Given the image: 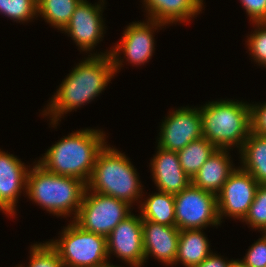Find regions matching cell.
<instances>
[{"instance_id": "cell-7", "label": "cell", "mask_w": 266, "mask_h": 267, "mask_svg": "<svg viewBox=\"0 0 266 267\" xmlns=\"http://www.w3.org/2000/svg\"><path fill=\"white\" fill-rule=\"evenodd\" d=\"M130 208L126 202L86 188L73 221L86 231L107 237L117 224L131 214Z\"/></svg>"}, {"instance_id": "cell-2", "label": "cell", "mask_w": 266, "mask_h": 267, "mask_svg": "<svg viewBox=\"0 0 266 267\" xmlns=\"http://www.w3.org/2000/svg\"><path fill=\"white\" fill-rule=\"evenodd\" d=\"M101 130H77L47 150L38 163L56 175L71 176L88 183L99 152L107 142Z\"/></svg>"}, {"instance_id": "cell-16", "label": "cell", "mask_w": 266, "mask_h": 267, "mask_svg": "<svg viewBox=\"0 0 266 267\" xmlns=\"http://www.w3.org/2000/svg\"><path fill=\"white\" fill-rule=\"evenodd\" d=\"M157 153L153 156L151 173L158 191L177 194L185 189L191 179L183 171L177 152L157 146Z\"/></svg>"}, {"instance_id": "cell-19", "label": "cell", "mask_w": 266, "mask_h": 267, "mask_svg": "<svg viewBox=\"0 0 266 267\" xmlns=\"http://www.w3.org/2000/svg\"><path fill=\"white\" fill-rule=\"evenodd\" d=\"M201 230H180L175 265L180 262L185 267H196L212 253L209 240Z\"/></svg>"}, {"instance_id": "cell-26", "label": "cell", "mask_w": 266, "mask_h": 267, "mask_svg": "<svg viewBox=\"0 0 266 267\" xmlns=\"http://www.w3.org/2000/svg\"><path fill=\"white\" fill-rule=\"evenodd\" d=\"M29 266L27 267H64L58 252L46 243L34 244L30 248ZM18 267H25L22 264Z\"/></svg>"}, {"instance_id": "cell-1", "label": "cell", "mask_w": 266, "mask_h": 267, "mask_svg": "<svg viewBox=\"0 0 266 267\" xmlns=\"http://www.w3.org/2000/svg\"><path fill=\"white\" fill-rule=\"evenodd\" d=\"M110 53L111 50L88 55L62 81L48 107L42 111L54 127L61 116L91 102L107 87L116 74Z\"/></svg>"}, {"instance_id": "cell-30", "label": "cell", "mask_w": 266, "mask_h": 267, "mask_svg": "<svg viewBox=\"0 0 266 267\" xmlns=\"http://www.w3.org/2000/svg\"><path fill=\"white\" fill-rule=\"evenodd\" d=\"M253 23L266 22V0H240Z\"/></svg>"}, {"instance_id": "cell-15", "label": "cell", "mask_w": 266, "mask_h": 267, "mask_svg": "<svg viewBox=\"0 0 266 267\" xmlns=\"http://www.w3.org/2000/svg\"><path fill=\"white\" fill-rule=\"evenodd\" d=\"M145 262L149 256L166 265H174L180 230L176 226H165L152 221H142Z\"/></svg>"}, {"instance_id": "cell-20", "label": "cell", "mask_w": 266, "mask_h": 267, "mask_svg": "<svg viewBox=\"0 0 266 267\" xmlns=\"http://www.w3.org/2000/svg\"><path fill=\"white\" fill-rule=\"evenodd\" d=\"M239 152L241 168L259 184H266V136L250 132Z\"/></svg>"}, {"instance_id": "cell-33", "label": "cell", "mask_w": 266, "mask_h": 267, "mask_svg": "<svg viewBox=\"0 0 266 267\" xmlns=\"http://www.w3.org/2000/svg\"><path fill=\"white\" fill-rule=\"evenodd\" d=\"M103 267H121V266H115V265H113V264H111V263H108V264H106L105 266H103Z\"/></svg>"}, {"instance_id": "cell-14", "label": "cell", "mask_w": 266, "mask_h": 267, "mask_svg": "<svg viewBox=\"0 0 266 267\" xmlns=\"http://www.w3.org/2000/svg\"><path fill=\"white\" fill-rule=\"evenodd\" d=\"M28 167L13 154L0 150V210L10 217L16 214V203L26 192Z\"/></svg>"}, {"instance_id": "cell-13", "label": "cell", "mask_w": 266, "mask_h": 267, "mask_svg": "<svg viewBox=\"0 0 266 267\" xmlns=\"http://www.w3.org/2000/svg\"><path fill=\"white\" fill-rule=\"evenodd\" d=\"M102 1V2H101ZM100 0L98 4L89 3L87 0H81L72 17L65 28L62 30L68 34L82 51H91L102 41L104 24L102 20L103 3ZM101 39V40H100Z\"/></svg>"}, {"instance_id": "cell-10", "label": "cell", "mask_w": 266, "mask_h": 267, "mask_svg": "<svg viewBox=\"0 0 266 267\" xmlns=\"http://www.w3.org/2000/svg\"><path fill=\"white\" fill-rule=\"evenodd\" d=\"M259 183L240 166L229 175L217 194L220 222L223 216L243 220L253 203Z\"/></svg>"}, {"instance_id": "cell-32", "label": "cell", "mask_w": 266, "mask_h": 267, "mask_svg": "<svg viewBox=\"0 0 266 267\" xmlns=\"http://www.w3.org/2000/svg\"><path fill=\"white\" fill-rule=\"evenodd\" d=\"M228 267H247L241 260H231Z\"/></svg>"}, {"instance_id": "cell-27", "label": "cell", "mask_w": 266, "mask_h": 267, "mask_svg": "<svg viewBox=\"0 0 266 267\" xmlns=\"http://www.w3.org/2000/svg\"><path fill=\"white\" fill-rule=\"evenodd\" d=\"M256 29L249 35L247 46L253 60L266 68V22L254 23Z\"/></svg>"}, {"instance_id": "cell-25", "label": "cell", "mask_w": 266, "mask_h": 267, "mask_svg": "<svg viewBox=\"0 0 266 267\" xmlns=\"http://www.w3.org/2000/svg\"><path fill=\"white\" fill-rule=\"evenodd\" d=\"M242 222L249 224L253 229H260L261 232L266 230V184L259 185L253 203Z\"/></svg>"}, {"instance_id": "cell-24", "label": "cell", "mask_w": 266, "mask_h": 267, "mask_svg": "<svg viewBox=\"0 0 266 267\" xmlns=\"http://www.w3.org/2000/svg\"><path fill=\"white\" fill-rule=\"evenodd\" d=\"M0 13L16 22L37 17V0H0Z\"/></svg>"}, {"instance_id": "cell-31", "label": "cell", "mask_w": 266, "mask_h": 267, "mask_svg": "<svg viewBox=\"0 0 266 267\" xmlns=\"http://www.w3.org/2000/svg\"><path fill=\"white\" fill-rule=\"evenodd\" d=\"M230 260L226 261L221 256H218L216 253L213 252L198 266L196 267H228Z\"/></svg>"}, {"instance_id": "cell-5", "label": "cell", "mask_w": 266, "mask_h": 267, "mask_svg": "<svg viewBox=\"0 0 266 267\" xmlns=\"http://www.w3.org/2000/svg\"><path fill=\"white\" fill-rule=\"evenodd\" d=\"M203 137L218 149L243 147L251 132L250 104L244 101H212L199 107Z\"/></svg>"}, {"instance_id": "cell-8", "label": "cell", "mask_w": 266, "mask_h": 267, "mask_svg": "<svg viewBox=\"0 0 266 267\" xmlns=\"http://www.w3.org/2000/svg\"><path fill=\"white\" fill-rule=\"evenodd\" d=\"M175 226L179 230L205 229L221 224L218 216L217 195L190 183L174 194Z\"/></svg>"}, {"instance_id": "cell-21", "label": "cell", "mask_w": 266, "mask_h": 267, "mask_svg": "<svg viewBox=\"0 0 266 267\" xmlns=\"http://www.w3.org/2000/svg\"><path fill=\"white\" fill-rule=\"evenodd\" d=\"M140 203L142 221H152L165 226H175L174 194L158 191Z\"/></svg>"}, {"instance_id": "cell-17", "label": "cell", "mask_w": 266, "mask_h": 267, "mask_svg": "<svg viewBox=\"0 0 266 267\" xmlns=\"http://www.w3.org/2000/svg\"><path fill=\"white\" fill-rule=\"evenodd\" d=\"M229 151L228 149L217 148L201 166L191 183L204 191L217 195L229 175L236 169L231 163Z\"/></svg>"}, {"instance_id": "cell-18", "label": "cell", "mask_w": 266, "mask_h": 267, "mask_svg": "<svg viewBox=\"0 0 266 267\" xmlns=\"http://www.w3.org/2000/svg\"><path fill=\"white\" fill-rule=\"evenodd\" d=\"M148 19L161 22L167 26L170 23L188 22L200 14L203 0H143Z\"/></svg>"}, {"instance_id": "cell-4", "label": "cell", "mask_w": 266, "mask_h": 267, "mask_svg": "<svg viewBox=\"0 0 266 267\" xmlns=\"http://www.w3.org/2000/svg\"><path fill=\"white\" fill-rule=\"evenodd\" d=\"M129 158L107 144L99 152L87 189L112 196L132 207L142 198V184Z\"/></svg>"}, {"instance_id": "cell-23", "label": "cell", "mask_w": 266, "mask_h": 267, "mask_svg": "<svg viewBox=\"0 0 266 267\" xmlns=\"http://www.w3.org/2000/svg\"><path fill=\"white\" fill-rule=\"evenodd\" d=\"M81 0H37V17L62 31Z\"/></svg>"}, {"instance_id": "cell-3", "label": "cell", "mask_w": 266, "mask_h": 267, "mask_svg": "<svg viewBox=\"0 0 266 267\" xmlns=\"http://www.w3.org/2000/svg\"><path fill=\"white\" fill-rule=\"evenodd\" d=\"M27 176L26 194L28 198L56 216H77L87 188L81 179L56 175L34 162ZM72 213V214H71Z\"/></svg>"}, {"instance_id": "cell-6", "label": "cell", "mask_w": 266, "mask_h": 267, "mask_svg": "<svg viewBox=\"0 0 266 267\" xmlns=\"http://www.w3.org/2000/svg\"><path fill=\"white\" fill-rule=\"evenodd\" d=\"M71 222L62 230L59 240L48 241L58 252L64 267H103L108 264L106 237Z\"/></svg>"}, {"instance_id": "cell-9", "label": "cell", "mask_w": 266, "mask_h": 267, "mask_svg": "<svg viewBox=\"0 0 266 267\" xmlns=\"http://www.w3.org/2000/svg\"><path fill=\"white\" fill-rule=\"evenodd\" d=\"M165 24L155 20L148 19L146 22H132L123 32L120 43L111 49V57L115 73L122 67L123 59L133 65H144L151 59L154 53V30ZM124 58H119L122 54ZM122 60V61H121Z\"/></svg>"}, {"instance_id": "cell-28", "label": "cell", "mask_w": 266, "mask_h": 267, "mask_svg": "<svg viewBox=\"0 0 266 267\" xmlns=\"http://www.w3.org/2000/svg\"><path fill=\"white\" fill-rule=\"evenodd\" d=\"M247 267H266V236L263 234L241 260Z\"/></svg>"}, {"instance_id": "cell-29", "label": "cell", "mask_w": 266, "mask_h": 267, "mask_svg": "<svg viewBox=\"0 0 266 267\" xmlns=\"http://www.w3.org/2000/svg\"><path fill=\"white\" fill-rule=\"evenodd\" d=\"M251 132L266 136V103L250 104Z\"/></svg>"}, {"instance_id": "cell-11", "label": "cell", "mask_w": 266, "mask_h": 267, "mask_svg": "<svg viewBox=\"0 0 266 267\" xmlns=\"http://www.w3.org/2000/svg\"><path fill=\"white\" fill-rule=\"evenodd\" d=\"M158 146L178 152L190 142L203 136L200 108L181 107L170 112L162 121Z\"/></svg>"}, {"instance_id": "cell-22", "label": "cell", "mask_w": 266, "mask_h": 267, "mask_svg": "<svg viewBox=\"0 0 266 267\" xmlns=\"http://www.w3.org/2000/svg\"><path fill=\"white\" fill-rule=\"evenodd\" d=\"M216 149L211 142L202 136L177 152L180 165L191 180Z\"/></svg>"}, {"instance_id": "cell-12", "label": "cell", "mask_w": 266, "mask_h": 267, "mask_svg": "<svg viewBox=\"0 0 266 267\" xmlns=\"http://www.w3.org/2000/svg\"><path fill=\"white\" fill-rule=\"evenodd\" d=\"M108 258L114 253L131 267H142L145 261L141 215H128L106 237Z\"/></svg>"}]
</instances>
